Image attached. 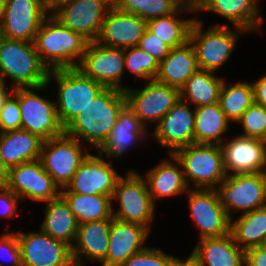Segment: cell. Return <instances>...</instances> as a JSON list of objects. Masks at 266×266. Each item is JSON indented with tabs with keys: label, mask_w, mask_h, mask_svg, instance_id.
Instances as JSON below:
<instances>
[{
	"label": "cell",
	"mask_w": 266,
	"mask_h": 266,
	"mask_svg": "<svg viewBox=\"0 0 266 266\" xmlns=\"http://www.w3.org/2000/svg\"><path fill=\"white\" fill-rule=\"evenodd\" d=\"M21 201L29 199L35 202H48L61 195L60 187L44 170L40 160L22 163L8 171L4 184Z\"/></svg>",
	"instance_id": "obj_14"
},
{
	"label": "cell",
	"mask_w": 266,
	"mask_h": 266,
	"mask_svg": "<svg viewBox=\"0 0 266 266\" xmlns=\"http://www.w3.org/2000/svg\"><path fill=\"white\" fill-rule=\"evenodd\" d=\"M5 2H6V0H0V23H1L2 18H3V13H4V9H5Z\"/></svg>",
	"instance_id": "obj_52"
},
{
	"label": "cell",
	"mask_w": 266,
	"mask_h": 266,
	"mask_svg": "<svg viewBox=\"0 0 266 266\" xmlns=\"http://www.w3.org/2000/svg\"><path fill=\"white\" fill-rule=\"evenodd\" d=\"M245 266H266V248L260 245L247 249Z\"/></svg>",
	"instance_id": "obj_45"
},
{
	"label": "cell",
	"mask_w": 266,
	"mask_h": 266,
	"mask_svg": "<svg viewBox=\"0 0 266 266\" xmlns=\"http://www.w3.org/2000/svg\"><path fill=\"white\" fill-rule=\"evenodd\" d=\"M49 10L64 0H40Z\"/></svg>",
	"instance_id": "obj_51"
},
{
	"label": "cell",
	"mask_w": 266,
	"mask_h": 266,
	"mask_svg": "<svg viewBox=\"0 0 266 266\" xmlns=\"http://www.w3.org/2000/svg\"><path fill=\"white\" fill-rule=\"evenodd\" d=\"M8 171L9 169L6 167L0 154V185H4L6 183Z\"/></svg>",
	"instance_id": "obj_50"
},
{
	"label": "cell",
	"mask_w": 266,
	"mask_h": 266,
	"mask_svg": "<svg viewBox=\"0 0 266 266\" xmlns=\"http://www.w3.org/2000/svg\"><path fill=\"white\" fill-rule=\"evenodd\" d=\"M21 202L19 196L15 195L5 185H0V218H15L18 203Z\"/></svg>",
	"instance_id": "obj_44"
},
{
	"label": "cell",
	"mask_w": 266,
	"mask_h": 266,
	"mask_svg": "<svg viewBox=\"0 0 266 266\" xmlns=\"http://www.w3.org/2000/svg\"><path fill=\"white\" fill-rule=\"evenodd\" d=\"M48 84L38 87L14 88L13 94L18 98L21 113V129L49 140L61 136L65 128L57 116L55 102L40 96L37 91H45Z\"/></svg>",
	"instance_id": "obj_8"
},
{
	"label": "cell",
	"mask_w": 266,
	"mask_h": 266,
	"mask_svg": "<svg viewBox=\"0 0 266 266\" xmlns=\"http://www.w3.org/2000/svg\"><path fill=\"white\" fill-rule=\"evenodd\" d=\"M61 196L69 204L78 224L113 218V202L110 196L78 193H61Z\"/></svg>",
	"instance_id": "obj_35"
},
{
	"label": "cell",
	"mask_w": 266,
	"mask_h": 266,
	"mask_svg": "<svg viewBox=\"0 0 266 266\" xmlns=\"http://www.w3.org/2000/svg\"><path fill=\"white\" fill-rule=\"evenodd\" d=\"M120 176L111 161L104 160L101 154L90 153L61 193L107 195L112 198Z\"/></svg>",
	"instance_id": "obj_17"
},
{
	"label": "cell",
	"mask_w": 266,
	"mask_h": 266,
	"mask_svg": "<svg viewBox=\"0 0 266 266\" xmlns=\"http://www.w3.org/2000/svg\"><path fill=\"white\" fill-rule=\"evenodd\" d=\"M121 11L150 20L175 13L178 9L171 0H112Z\"/></svg>",
	"instance_id": "obj_37"
},
{
	"label": "cell",
	"mask_w": 266,
	"mask_h": 266,
	"mask_svg": "<svg viewBox=\"0 0 266 266\" xmlns=\"http://www.w3.org/2000/svg\"><path fill=\"white\" fill-rule=\"evenodd\" d=\"M261 246H263L264 248H266V235H265V237H264V240H263Z\"/></svg>",
	"instance_id": "obj_53"
},
{
	"label": "cell",
	"mask_w": 266,
	"mask_h": 266,
	"mask_svg": "<svg viewBox=\"0 0 266 266\" xmlns=\"http://www.w3.org/2000/svg\"><path fill=\"white\" fill-rule=\"evenodd\" d=\"M224 78L216 73L198 69L180 89V99L193 107L213 104L219 101Z\"/></svg>",
	"instance_id": "obj_32"
},
{
	"label": "cell",
	"mask_w": 266,
	"mask_h": 266,
	"mask_svg": "<svg viewBox=\"0 0 266 266\" xmlns=\"http://www.w3.org/2000/svg\"><path fill=\"white\" fill-rule=\"evenodd\" d=\"M173 266H200L199 263L190 255L188 256V258L186 259H179L176 258Z\"/></svg>",
	"instance_id": "obj_49"
},
{
	"label": "cell",
	"mask_w": 266,
	"mask_h": 266,
	"mask_svg": "<svg viewBox=\"0 0 266 266\" xmlns=\"http://www.w3.org/2000/svg\"><path fill=\"white\" fill-rule=\"evenodd\" d=\"M198 69L195 49L188 41L180 47L171 48L170 53L159 62L154 79L180 90Z\"/></svg>",
	"instance_id": "obj_27"
},
{
	"label": "cell",
	"mask_w": 266,
	"mask_h": 266,
	"mask_svg": "<svg viewBox=\"0 0 266 266\" xmlns=\"http://www.w3.org/2000/svg\"><path fill=\"white\" fill-rule=\"evenodd\" d=\"M137 47L156 58L158 62H161L171 50L170 46L157 38V36L149 32L147 29L139 40Z\"/></svg>",
	"instance_id": "obj_43"
},
{
	"label": "cell",
	"mask_w": 266,
	"mask_h": 266,
	"mask_svg": "<svg viewBox=\"0 0 266 266\" xmlns=\"http://www.w3.org/2000/svg\"><path fill=\"white\" fill-rule=\"evenodd\" d=\"M21 129V113L18 98L11 93L0 110V133Z\"/></svg>",
	"instance_id": "obj_41"
},
{
	"label": "cell",
	"mask_w": 266,
	"mask_h": 266,
	"mask_svg": "<svg viewBox=\"0 0 266 266\" xmlns=\"http://www.w3.org/2000/svg\"><path fill=\"white\" fill-rule=\"evenodd\" d=\"M8 88L9 87L7 86L5 80L0 77V110L3 107L5 100L13 92V89L9 91L7 90Z\"/></svg>",
	"instance_id": "obj_48"
},
{
	"label": "cell",
	"mask_w": 266,
	"mask_h": 266,
	"mask_svg": "<svg viewBox=\"0 0 266 266\" xmlns=\"http://www.w3.org/2000/svg\"><path fill=\"white\" fill-rule=\"evenodd\" d=\"M190 218L199 230V237H223L230 233L231 219L219 203L214 189L188 190Z\"/></svg>",
	"instance_id": "obj_16"
},
{
	"label": "cell",
	"mask_w": 266,
	"mask_h": 266,
	"mask_svg": "<svg viewBox=\"0 0 266 266\" xmlns=\"http://www.w3.org/2000/svg\"><path fill=\"white\" fill-rule=\"evenodd\" d=\"M112 6V0H64L55 5L50 14L88 42H94Z\"/></svg>",
	"instance_id": "obj_11"
},
{
	"label": "cell",
	"mask_w": 266,
	"mask_h": 266,
	"mask_svg": "<svg viewBox=\"0 0 266 266\" xmlns=\"http://www.w3.org/2000/svg\"><path fill=\"white\" fill-rule=\"evenodd\" d=\"M33 43L41 62L51 71L77 68L88 41L49 13L42 21Z\"/></svg>",
	"instance_id": "obj_2"
},
{
	"label": "cell",
	"mask_w": 266,
	"mask_h": 266,
	"mask_svg": "<svg viewBox=\"0 0 266 266\" xmlns=\"http://www.w3.org/2000/svg\"><path fill=\"white\" fill-rule=\"evenodd\" d=\"M190 107L189 103L179 99L150 134L159 145L167 148L168 155L194 144L195 108Z\"/></svg>",
	"instance_id": "obj_19"
},
{
	"label": "cell",
	"mask_w": 266,
	"mask_h": 266,
	"mask_svg": "<svg viewBox=\"0 0 266 266\" xmlns=\"http://www.w3.org/2000/svg\"><path fill=\"white\" fill-rule=\"evenodd\" d=\"M192 189H214L227 177L223 152L218 144H190L174 153Z\"/></svg>",
	"instance_id": "obj_6"
},
{
	"label": "cell",
	"mask_w": 266,
	"mask_h": 266,
	"mask_svg": "<svg viewBox=\"0 0 266 266\" xmlns=\"http://www.w3.org/2000/svg\"><path fill=\"white\" fill-rule=\"evenodd\" d=\"M199 240L190 255L200 266H245V251L231 233Z\"/></svg>",
	"instance_id": "obj_26"
},
{
	"label": "cell",
	"mask_w": 266,
	"mask_h": 266,
	"mask_svg": "<svg viewBox=\"0 0 266 266\" xmlns=\"http://www.w3.org/2000/svg\"><path fill=\"white\" fill-rule=\"evenodd\" d=\"M150 230L137 223L111 219L109 248L102 266H121L129 257L146 248Z\"/></svg>",
	"instance_id": "obj_22"
},
{
	"label": "cell",
	"mask_w": 266,
	"mask_h": 266,
	"mask_svg": "<svg viewBox=\"0 0 266 266\" xmlns=\"http://www.w3.org/2000/svg\"><path fill=\"white\" fill-rule=\"evenodd\" d=\"M146 29V20L113 5L103 20L95 42L118 49L136 47Z\"/></svg>",
	"instance_id": "obj_21"
},
{
	"label": "cell",
	"mask_w": 266,
	"mask_h": 266,
	"mask_svg": "<svg viewBox=\"0 0 266 266\" xmlns=\"http://www.w3.org/2000/svg\"><path fill=\"white\" fill-rule=\"evenodd\" d=\"M113 200L120 206L116 211L112 209L113 218L141 224L151 231L157 204L153 202L146 179L141 173L130 169L126 176H120L116 182Z\"/></svg>",
	"instance_id": "obj_7"
},
{
	"label": "cell",
	"mask_w": 266,
	"mask_h": 266,
	"mask_svg": "<svg viewBox=\"0 0 266 266\" xmlns=\"http://www.w3.org/2000/svg\"><path fill=\"white\" fill-rule=\"evenodd\" d=\"M230 233L244 251L260 246L266 235V205L231 219Z\"/></svg>",
	"instance_id": "obj_33"
},
{
	"label": "cell",
	"mask_w": 266,
	"mask_h": 266,
	"mask_svg": "<svg viewBox=\"0 0 266 266\" xmlns=\"http://www.w3.org/2000/svg\"><path fill=\"white\" fill-rule=\"evenodd\" d=\"M242 126L241 136L266 141V108L254 102L237 121Z\"/></svg>",
	"instance_id": "obj_39"
},
{
	"label": "cell",
	"mask_w": 266,
	"mask_h": 266,
	"mask_svg": "<svg viewBox=\"0 0 266 266\" xmlns=\"http://www.w3.org/2000/svg\"><path fill=\"white\" fill-rule=\"evenodd\" d=\"M218 103L226 118L231 122H237L254 103L252 83L239 81L231 85L224 79Z\"/></svg>",
	"instance_id": "obj_36"
},
{
	"label": "cell",
	"mask_w": 266,
	"mask_h": 266,
	"mask_svg": "<svg viewBox=\"0 0 266 266\" xmlns=\"http://www.w3.org/2000/svg\"><path fill=\"white\" fill-rule=\"evenodd\" d=\"M147 128L149 127H146L126 104L120 111L107 140L97 152L110 160L121 159L127 148H132L133 144L137 146V143L139 144L143 139L146 140L144 137L149 133Z\"/></svg>",
	"instance_id": "obj_24"
},
{
	"label": "cell",
	"mask_w": 266,
	"mask_h": 266,
	"mask_svg": "<svg viewBox=\"0 0 266 266\" xmlns=\"http://www.w3.org/2000/svg\"><path fill=\"white\" fill-rule=\"evenodd\" d=\"M22 266H75L71 247L41 229L38 232H16Z\"/></svg>",
	"instance_id": "obj_18"
},
{
	"label": "cell",
	"mask_w": 266,
	"mask_h": 266,
	"mask_svg": "<svg viewBox=\"0 0 266 266\" xmlns=\"http://www.w3.org/2000/svg\"><path fill=\"white\" fill-rule=\"evenodd\" d=\"M176 258L160 248L146 247L129 257L121 266H173Z\"/></svg>",
	"instance_id": "obj_40"
},
{
	"label": "cell",
	"mask_w": 266,
	"mask_h": 266,
	"mask_svg": "<svg viewBox=\"0 0 266 266\" xmlns=\"http://www.w3.org/2000/svg\"><path fill=\"white\" fill-rule=\"evenodd\" d=\"M190 12L178 9L167 16L147 21V30L165 42L171 48L180 47L189 41L190 30L195 18L182 19L181 14Z\"/></svg>",
	"instance_id": "obj_34"
},
{
	"label": "cell",
	"mask_w": 266,
	"mask_h": 266,
	"mask_svg": "<svg viewBox=\"0 0 266 266\" xmlns=\"http://www.w3.org/2000/svg\"><path fill=\"white\" fill-rule=\"evenodd\" d=\"M229 122L218 102L196 107L194 143L221 145L230 139L223 137L230 128Z\"/></svg>",
	"instance_id": "obj_31"
},
{
	"label": "cell",
	"mask_w": 266,
	"mask_h": 266,
	"mask_svg": "<svg viewBox=\"0 0 266 266\" xmlns=\"http://www.w3.org/2000/svg\"><path fill=\"white\" fill-rule=\"evenodd\" d=\"M48 73L33 42L0 36V77L12 80L10 88L42 86L47 84Z\"/></svg>",
	"instance_id": "obj_3"
},
{
	"label": "cell",
	"mask_w": 266,
	"mask_h": 266,
	"mask_svg": "<svg viewBox=\"0 0 266 266\" xmlns=\"http://www.w3.org/2000/svg\"><path fill=\"white\" fill-rule=\"evenodd\" d=\"M214 190L232 219L237 211L244 214L266 205V172L227 175Z\"/></svg>",
	"instance_id": "obj_9"
},
{
	"label": "cell",
	"mask_w": 266,
	"mask_h": 266,
	"mask_svg": "<svg viewBox=\"0 0 266 266\" xmlns=\"http://www.w3.org/2000/svg\"><path fill=\"white\" fill-rule=\"evenodd\" d=\"M227 24H213L203 30V24L198 18L193 22L189 41L193 45L199 69L216 73L231 57L236 48L239 35L247 31Z\"/></svg>",
	"instance_id": "obj_5"
},
{
	"label": "cell",
	"mask_w": 266,
	"mask_h": 266,
	"mask_svg": "<svg viewBox=\"0 0 266 266\" xmlns=\"http://www.w3.org/2000/svg\"><path fill=\"white\" fill-rule=\"evenodd\" d=\"M254 89V102L266 108V73L252 81Z\"/></svg>",
	"instance_id": "obj_46"
},
{
	"label": "cell",
	"mask_w": 266,
	"mask_h": 266,
	"mask_svg": "<svg viewBox=\"0 0 266 266\" xmlns=\"http://www.w3.org/2000/svg\"><path fill=\"white\" fill-rule=\"evenodd\" d=\"M177 9L185 10L190 13L202 12L206 0H171Z\"/></svg>",
	"instance_id": "obj_47"
},
{
	"label": "cell",
	"mask_w": 266,
	"mask_h": 266,
	"mask_svg": "<svg viewBox=\"0 0 266 266\" xmlns=\"http://www.w3.org/2000/svg\"><path fill=\"white\" fill-rule=\"evenodd\" d=\"M7 258L10 261V266H22L21 250L16 232H7L0 235V266H5L1 263Z\"/></svg>",
	"instance_id": "obj_42"
},
{
	"label": "cell",
	"mask_w": 266,
	"mask_h": 266,
	"mask_svg": "<svg viewBox=\"0 0 266 266\" xmlns=\"http://www.w3.org/2000/svg\"><path fill=\"white\" fill-rule=\"evenodd\" d=\"M220 146L227 175L266 172V141L236 135Z\"/></svg>",
	"instance_id": "obj_20"
},
{
	"label": "cell",
	"mask_w": 266,
	"mask_h": 266,
	"mask_svg": "<svg viewBox=\"0 0 266 266\" xmlns=\"http://www.w3.org/2000/svg\"><path fill=\"white\" fill-rule=\"evenodd\" d=\"M169 156L170 159H163L148 170L146 176L144 175L149 193L155 204L159 198L179 196L187 193L191 188L186 183L180 161L174 154H169Z\"/></svg>",
	"instance_id": "obj_25"
},
{
	"label": "cell",
	"mask_w": 266,
	"mask_h": 266,
	"mask_svg": "<svg viewBox=\"0 0 266 266\" xmlns=\"http://www.w3.org/2000/svg\"><path fill=\"white\" fill-rule=\"evenodd\" d=\"M111 219L89 221L79 224L76 238L71 247L75 266H82L83 260L100 264L106 259L109 248Z\"/></svg>",
	"instance_id": "obj_23"
},
{
	"label": "cell",
	"mask_w": 266,
	"mask_h": 266,
	"mask_svg": "<svg viewBox=\"0 0 266 266\" xmlns=\"http://www.w3.org/2000/svg\"><path fill=\"white\" fill-rule=\"evenodd\" d=\"M105 88L125 91L127 86L121 83L125 73L124 49L108 47L97 42H88L82 60L77 67Z\"/></svg>",
	"instance_id": "obj_13"
},
{
	"label": "cell",
	"mask_w": 266,
	"mask_h": 266,
	"mask_svg": "<svg viewBox=\"0 0 266 266\" xmlns=\"http://www.w3.org/2000/svg\"><path fill=\"white\" fill-rule=\"evenodd\" d=\"M56 81L57 116L65 128L105 87L86 77L78 68L51 70L47 84Z\"/></svg>",
	"instance_id": "obj_4"
},
{
	"label": "cell",
	"mask_w": 266,
	"mask_h": 266,
	"mask_svg": "<svg viewBox=\"0 0 266 266\" xmlns=\"http://www.w3.org/2000/svg\"><path fill=\"white\" fill-rule=\"evenodd\" d=\"M44 221L40 229L56 240L73 246L79 224L69 204L60 195L58 198L45 202Z\"/></svg>",
	"instance_id": "obj_30"
},
{
	"label": "cell",
	"mask_w": 266,
	"mask_h": 266,
	"mask_svg": "<svg viewBox=\"0 0 266 266\" xmlns=\"http://www.w3.org/2000/svg\"><path fill=\"white\" fill-rule=\"evenodd\" d=\"M126 105L124 91L104 88L66 127L65 133L99 149L107 140Z\"/></svg>",
	"instance_id": "obj_1"
},
{
	"label": "cell",
	"mask_w": 266,
	"mask_h": 266,
	"mask_svg": "<svg viewBox=\"0 0 266 266\" xmlns=\"http://www.w3.org/2000/svg\"><path fill=\"white\" fill-rule=\"evenodd\" d=\"M50 10L40 0H6L0 36L33 42Z\"/></svg>",
	"instance_id": "obj_15"
},
{
	"label": "cell",
	"mask_w": 266,
	"mask_h": 266,
	"mask_svg": "<svg viewBox=\"0 0 266 266\" xmlns=\"http://www.w3.org/2000/svg\"><path fill=\"white\" fill-rule=\"evenodd\" d=\"M126 104L147 127L157 124L180 99V90L155 79L139 88L127 87ZM149 122V123H148Z\"/></svg>",
	"instance_id": "obj_12"
},
{
	"label": "cell",
	"mask_w": 266,
	"mask_h": 266,
	"mask_svg": "<svg viewBox=\"0 0 266 266\" xmlns=\"http://www.w3.org/2000/svg\"><path fill=\"white\" fill-rule=\"evenodd\" d=\"M44 140L24 129L0 133V154L8 169L39 160Z\"/></svg>",
	"instance_id": "obj_29"
},
{
	"label": "cell",
	"mask_w": 266,
	"mask_h": 266,
	"mask_svg": "<svg viewBox=\"0 0 266 266\" xmlns=\"http://www.w3.org/2000/svg\"><path fill=\"white\" fill-rule=\"evenodd\" d=\"M83 145L65 132L61 136L43 142L39 160L60 189L66 187L90 154Z\"/></svg>",
	"instance_id": "obj_10"
},
{
	"label": "cell",
	"mask_w": 266,
	"mask_h": 266,
	"mask_svg": "<svg viewBox=\"0 0 266 266\" xmlns=\"http://www.w3.org/2000/svg\"><path fill=\"white\" fill-rule=\"evenodd\" d=\"M258 3L259 0H206L202 12L218 14L233 27L257 33L264 21Z\"/></svg>",
	"instance_id": "obj_28"
},
{
	"label": "cell",
	"mask_w": 266,
	"mask_h": 266,
	"mask_svg": "<svg viewBox=\"0 0 266 266\" xmlns=\"http://www.w3.org/2000/svg\"><path fill=\"white\" fill-rule=\"evenodd\" d=\"M124 60L125 71L134 74L138 79L149 81L157 75L158 60L137 46L124 49Z\"/></svg>",
	"instance_id": "obj_38"
}]
</instances>
